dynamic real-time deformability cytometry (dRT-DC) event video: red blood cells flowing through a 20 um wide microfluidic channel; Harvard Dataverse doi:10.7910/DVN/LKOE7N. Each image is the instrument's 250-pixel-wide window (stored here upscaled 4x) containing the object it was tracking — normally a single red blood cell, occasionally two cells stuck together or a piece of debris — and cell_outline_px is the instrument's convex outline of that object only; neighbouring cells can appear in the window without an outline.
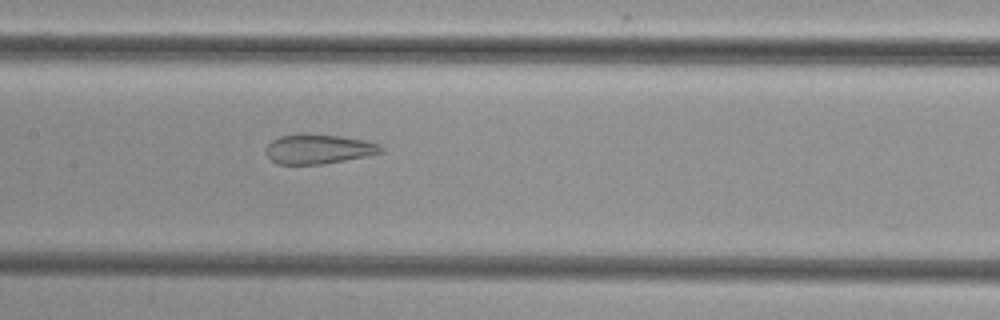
{"species": "common noctule bat (a hibernating species)", "species_latin": "Nyctalus noctula", "temperature_condition": "cold", "stored_images_in_passage": 49, "camera_frame_rate_fps": 3000, "um_per_image_px": 0.085, "animal": {"sex": "female", "body_mass_g": 29.2, "forearm_length_mm": 56.3}, "frame": {"image": 1, "passage_image": 23, "time_ms": 7.333, "image_size_px": [1000, 320], "cell_outline_px": [[384, 152], [368, 156], [324, 164], [276, 164], [264, 152], [264, 148], [272, 140], [280, 136], [300, 132], [304, 132], [340, 136], [364, 140], [376, 144], [384, 148]], "centroid_in_image_um": [27.03, 12.65], "position_along_channel_um": 180.4, "area_um2": 20.23}}
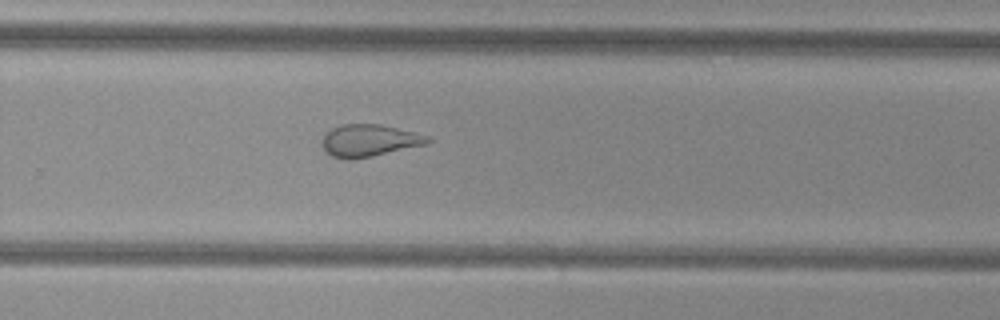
{"frame": {"image": 2, "passage_image": 32, "time_ms": 10.333, "image_size_px": [1000, 320], "cell_outline_px": [[432, 140], [428, 144], [372, 156], [352, 160], [348, 160], [332, 156], [324, 152], [320, 144], [324, 136], [332, 128], [340, 124], [380, 124], [416, 132], [428, 136]], "centroid_in_image_um": [31.37, 11.95], "position_along_channel_um": 298.4, "area_um2": 20.0}}
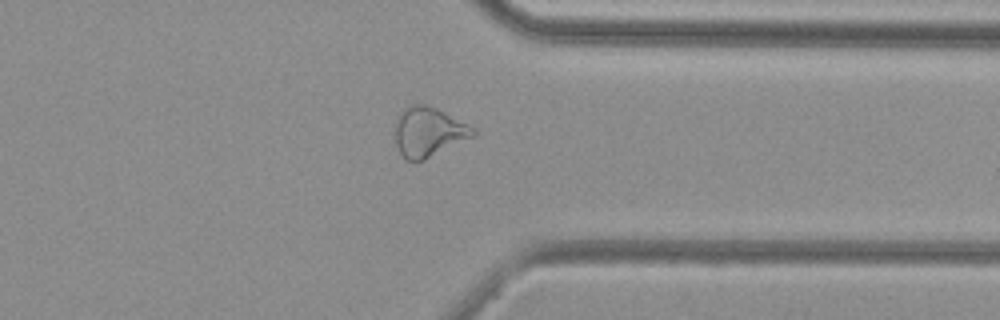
{"frame": {"image": 3, "passage_image": 38, "time_ms": 12.333, "image_size_px": [1000, 320], "cell_outline_px": [[476, 136], [424, 160], [408, 160], [400, 152], [396, 144], [392, 124], [396, 116], [404, 108], [412, 104], [424, 104], [436, 108], [476, 128]], "centroid_in_image_um": [36.4, 11.2], "position_along_channel_um": 375.0, "area_um2": 22.89}}